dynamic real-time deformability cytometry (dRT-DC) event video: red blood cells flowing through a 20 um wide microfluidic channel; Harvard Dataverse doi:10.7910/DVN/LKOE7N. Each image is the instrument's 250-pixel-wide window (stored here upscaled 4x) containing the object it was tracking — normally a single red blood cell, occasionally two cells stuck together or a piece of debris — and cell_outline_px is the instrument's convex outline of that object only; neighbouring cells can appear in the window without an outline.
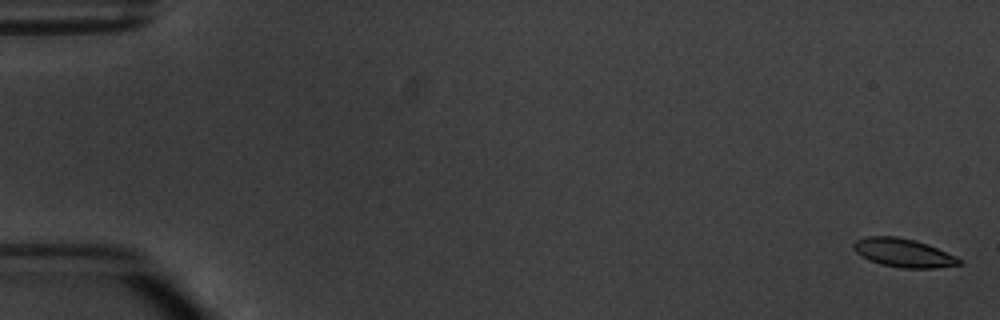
{"species": "common noctule bat (a hibernating species)", "species_latin": "Nyctalus noctula", "temperature_condition": "warm", "stored_images_in_passage": 6, "segment_of_instrument_passage": [2, 2], "camera_frame_rate_fps": 3000, "um_per_image_px": 0.085, "animal": {"sex": "male", "body_mass_g": 20.1, "forearm_length_mm": 53.5}, "frame": {"image": 1, "passage_image": 6, "time_ms": 7.0, "image_size_px": [1000, 320], "cell_outline_px": [[960, 264], [936, 268], [900, 268], [880, 264], [868, 260], [856, 252], [852, 248], [852, 244], [856, 240], [868, 236], [896, 236], [916, 240], [928, 244], [956, 256], [960, 260]], "centroid_in_image_um": [76.75, 21.48], "position_along_channel_um": 8.2, "area_um2": 17.63}}